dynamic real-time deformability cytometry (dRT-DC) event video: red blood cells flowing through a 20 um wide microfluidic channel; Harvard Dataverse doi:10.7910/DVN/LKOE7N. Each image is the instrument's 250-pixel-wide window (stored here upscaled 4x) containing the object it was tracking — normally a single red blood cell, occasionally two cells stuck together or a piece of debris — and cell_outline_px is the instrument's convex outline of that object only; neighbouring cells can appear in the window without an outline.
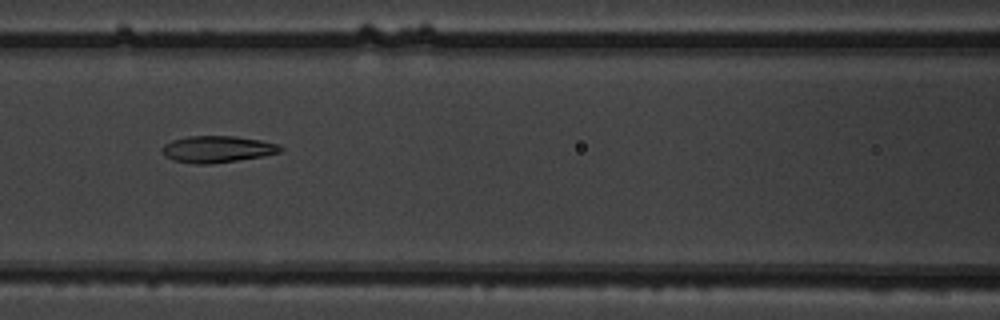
{"species": "common noctule bat (a hibernating species)", "species_latin": "Nyctalus noctula", "temperature_condition": "warm", "stored_images_in_passage": 16, "camera_frame_rate_fps": 3000, "um_per_image_px": 0.085, "animal": {"sex": "male", "body_mass_g": 19.5, "forearm_length_mm": 54.6}, "frame": {"image": 1, "passage_image": 7, "time_ms": 2.0, "image_size_px": [1000, 320], "cell_outline_px": [[284, 148], [280, 152], [264, 156], [208, 164], [196, 164], [172, 160], [164, 156], [160, 152], [160, 148], [164, 144], [172, 140], [188, 136], [236, 136], [260, 140], [276, 144]], "centroid_in_image_um": [18.41, 12.68], "position_along_channel_um": 148.2, "area_um2": 18.44}}